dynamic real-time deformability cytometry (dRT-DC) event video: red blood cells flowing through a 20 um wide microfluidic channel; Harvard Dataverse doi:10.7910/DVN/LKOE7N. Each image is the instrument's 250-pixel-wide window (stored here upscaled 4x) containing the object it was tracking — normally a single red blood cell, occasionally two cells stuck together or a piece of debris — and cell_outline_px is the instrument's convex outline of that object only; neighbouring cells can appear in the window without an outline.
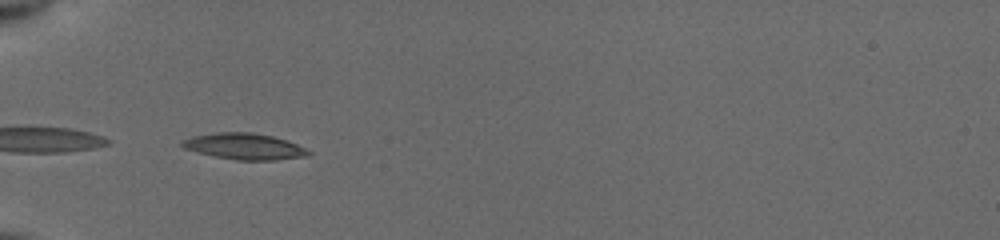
{"species": "common noctule bat (a hibernating species)", "species_latin": "Nyctalus noctula", "temperature_condition": "cold", "stored_images_in_passage": 11, "camera_frame_rate_fps": 3000, "um_per_image_px": 0.085, "animal": {"sex": "female", "body_mass_g": 19.5, "forearm_length_mm": 54.1}, "frame": {"image": 1, "passage_image": 1, "time_ms": 0.0, "image_size_px": [1000, 240], "cell_outline_px": [[312, 152], [308, 156], [276, 160], [236, 160], [216, 156], [184, 148], [180, 144], [184, 140], [192, 136], [216, 132], [252, 132], [272, 136], [296, 144]], "centroid_in_image_um": [20.79, 12.44], "position_along_channel_um": 64.2, "area_um2": 19.02}}
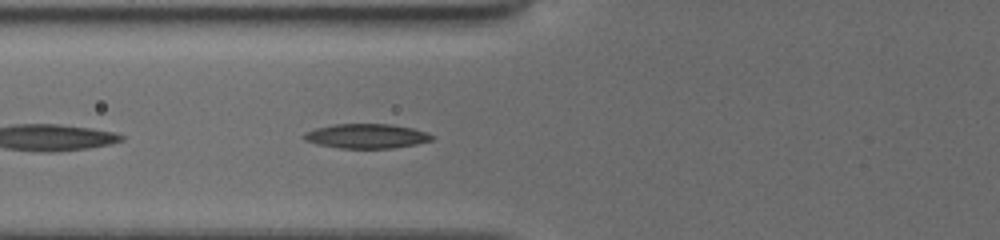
{"frame": {"image": 2, "passage_image": 4, "time_ms": 1.0, "image_size_px": [1000, 240], "cell_outline_px": [[436, 136], [432, 140], [416, 144], [392, 148], [340, 148], [316, 144], [304, 140], [300, 136], [304, 132], [316, 128], [332, 124], [392, 124], [412, 128], [428, 132]], "centroid_in_image_um": [31.13, 11.56], "position_along_channel_um": 94.7, "area_um2": 18.5}}
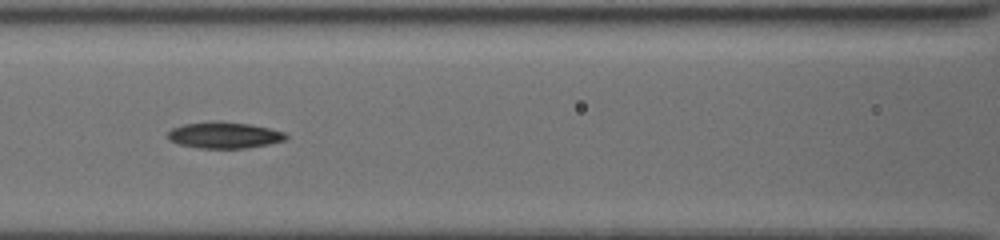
{"frame": {"image": 3, "passage_image": 8, "time_ms": 2.333, "image_size_px": [1000, 240], "cell_outline_px": [[288, 136], [284, 140], [268, 144], [244, 148], [200, 148], [180, 144], [168, 140], [168, 132], [172, 128], [184, 124], [212, 120], [220, 120], [248, 124], [268, 128], [284, 132]], "centroid_in_image_um": [19.03, 11.47], "position_along_channel_um": 147.6, "area_um2": 18.09}}